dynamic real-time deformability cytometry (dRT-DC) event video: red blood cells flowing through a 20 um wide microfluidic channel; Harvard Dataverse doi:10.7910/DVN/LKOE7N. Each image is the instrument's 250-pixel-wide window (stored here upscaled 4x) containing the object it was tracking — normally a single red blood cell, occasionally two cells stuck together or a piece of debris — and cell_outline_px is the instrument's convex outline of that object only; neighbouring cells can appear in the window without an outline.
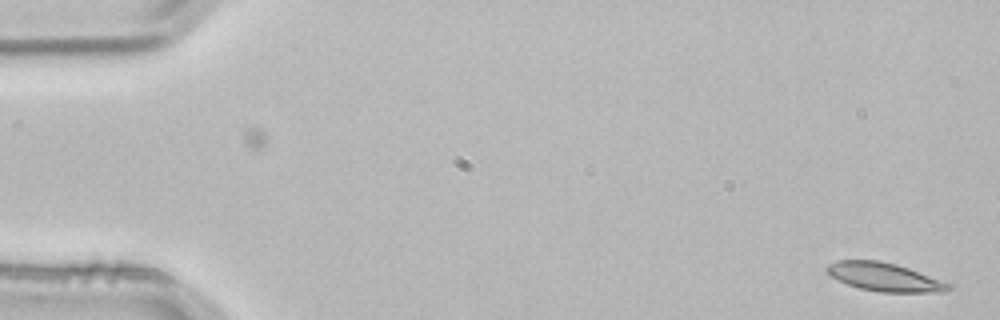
{"species": "common noctule bat (a hibernating species)", "species_latin": "Nyctalus noctula", "temperature_condition": "room temperature", "stored_images_in_passage": 4, "camera_frame_rate_fps": 3000, "um_per_image_px": 0.085, "animal": {"sex": "male", "body_mass_g": 21.5, "forearm_length_mm": 52.0}, "frame": {"image": 1, "passage_image": 1, "time_ms": 0.0, "image_size_px": [1000, 320], "cell_outline_px": [[952, 288], [944, 292], [880, 292], [860, 288], [848, 284], [832, 276], [824, 268], [828, 264], [836, 260], [880, 260], [896, 264], [908, 268], [952, 284]], "centroid_in_image_um": [75.19, 23.54], "position_along_channel_um": 9.8, "area_um2": 20.0}}
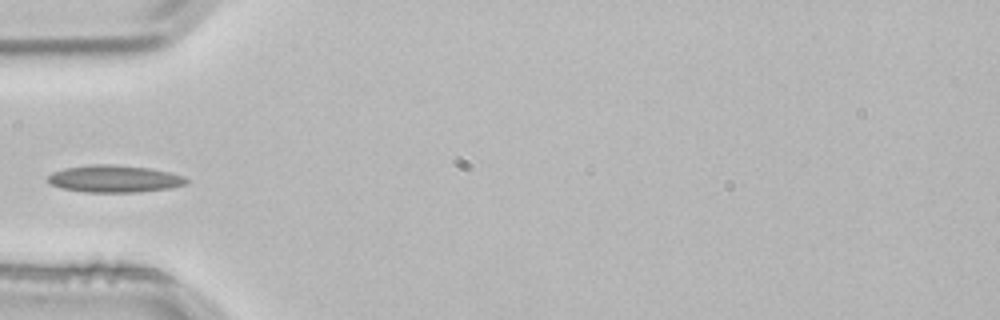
{"frame": {"image": 2, "passage_image": 4, "time_ms": 1.0, "image_size_px": [1000, 320], "cell_outline_px": [[188, 184], [168, 188], [140, 192], [84, 192], [60, 188], [52, 184], [48, 180], [48, 176], [52, 172], [64, 168], [92, 164], [112, 164], [152, 168], [184, 176], [188, 180]], "centroid_in_image_um": [9.73, 15.19], "position_along_channel_um": 75.3, "area_um2": 22.02}}